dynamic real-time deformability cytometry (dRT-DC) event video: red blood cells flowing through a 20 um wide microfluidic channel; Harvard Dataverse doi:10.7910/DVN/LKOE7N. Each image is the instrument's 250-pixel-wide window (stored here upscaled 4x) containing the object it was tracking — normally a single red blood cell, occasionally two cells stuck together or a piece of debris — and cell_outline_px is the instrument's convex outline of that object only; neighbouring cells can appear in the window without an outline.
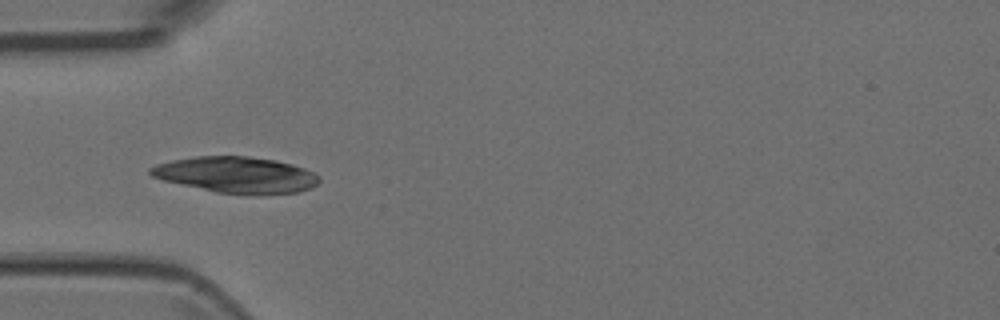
{"species": "Egyptian fruit bat (a non-hibernating species)", "species_latin": "Rousettus aegyptiacus", "temperature_condition": "room temperature", "stored_images_in_passage": 5, "camera_frame_rate_fps": 3000, "um_per_image_px": 0.085, "animal": {"sex": "female"}, "frame": {"image": 1, "passage_image": 4, "time_ms": 1.0, "image_size_px": [1000, 320], "cell_outline_px": [[320, 180], [312, 188], [300, 192], [216, 192], [164, 180], [152, 176], [148, 172], [148, 168], [156, 164], [172, 160], [196, 156], [248, 156], [276, 160], [292, 164], [304, 168], [320, 176]], "centroid_in_image_um": [20.06, 14.82], "position_along_channel_um": 64.9, "area_um2": 34.68}}
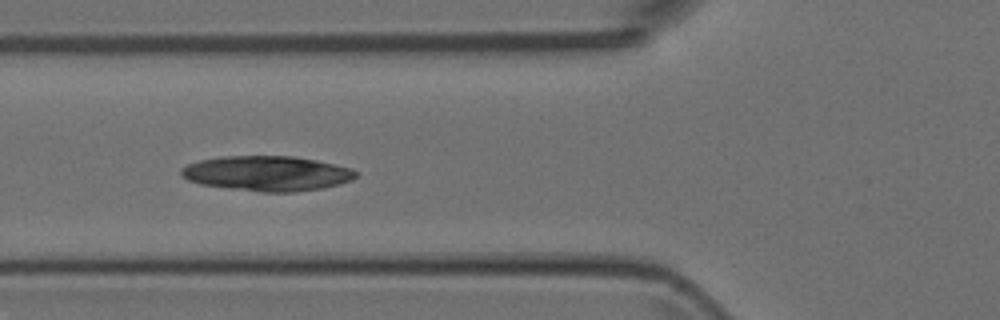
{"frame": {"image": 2, "passage_image": 5, "time_ms": 1.333, "image_size_px": [1000, 320], "cell_outline_px": [[356, 176], [352, 180], [340, 184], [324, 188], [292, 192], [260, 192], [228, 188], [200, 184], [188, 180], [180, 172], [180, 168], [188, 164], [200, 160], [220, 156], [292, 156], [316, 160], [352, 168], [356, 172]], "centroid_in_image_um": [22.7, 14.74], "position_along_channel_um": 103.1, "area_um2": 35.66}}